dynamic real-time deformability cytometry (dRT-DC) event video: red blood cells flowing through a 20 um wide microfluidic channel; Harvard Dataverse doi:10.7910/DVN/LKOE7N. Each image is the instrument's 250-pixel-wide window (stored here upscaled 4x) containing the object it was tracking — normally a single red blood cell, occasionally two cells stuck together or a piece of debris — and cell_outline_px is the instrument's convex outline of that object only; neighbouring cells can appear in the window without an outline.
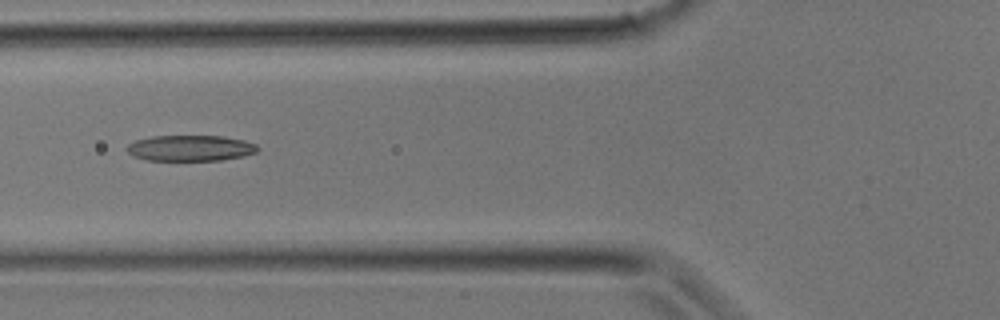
{"species": "common noctule bat (a hibernating species)", "species_latin": "Nyctalus noctula", "temperature_condition": "room temperature", "stored_images_in_passage": 18, "camera_frame_rate_fps": 3000, "um_per_image_px": 0.085, "animal": {"sex": "male", "body_mass_g": 17.9}, "frame": {"image": 1, "passage_image": 11, "time_ms": 3.333, "image_size_px": [1000, 320], "cell_outline_px": [[260, 148], [256, 152], [244, 156], [220, 160], [148, 160], [132, 156], [124, 148], [128, 144], [136, 140], [152, 136], [224, 136], [244, 140], [256, 144]], "centroid_in_image_um": [16.18, 12.58], "position_along_channel_um": 109.6, "area_um2": 19.77}}
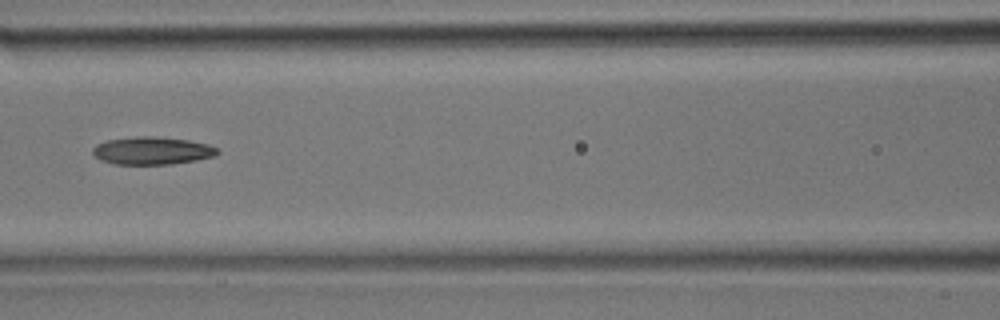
{"frame": {"image": 2, "passage_image": 13, "time_ms": 4.0, "image_size_px": [1000, 320], "cell_outline_px": [[220, 152], [216, 156], [196, 160], [172, 164], [112, 164], [100, 160], [92, 152], [92, 148], [96, 144], [108, 140], [136, 136], [152, 136], [188, 140], [208, 144], [216, 148]], "centroid_in_image_um": [12.92, 12.81], "position_along_channel_um": 153.7, "area_um2": 20.17}}